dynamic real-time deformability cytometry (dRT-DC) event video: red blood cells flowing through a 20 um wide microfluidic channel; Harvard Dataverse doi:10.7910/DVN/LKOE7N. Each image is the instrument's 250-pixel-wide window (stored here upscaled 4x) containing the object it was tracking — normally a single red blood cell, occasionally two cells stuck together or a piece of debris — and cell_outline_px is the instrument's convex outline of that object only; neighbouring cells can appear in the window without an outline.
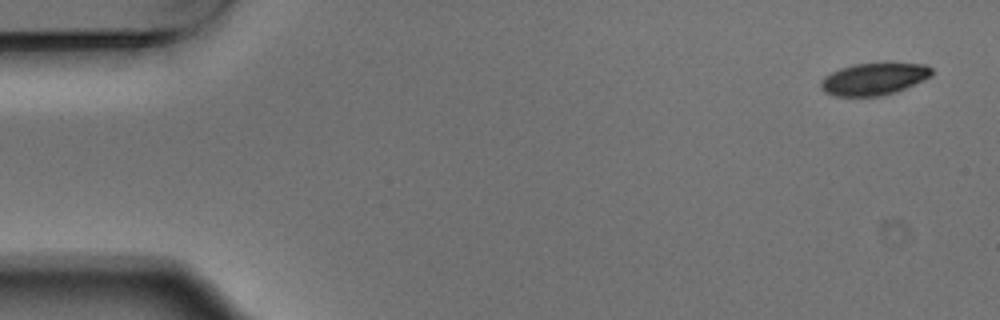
{"species": "Egyptian fruit bat (a non-hibernating species)", "species_latin": "Rousettus aegyptiacus", "temperature_condition": "warm", "stored_images_in_passage": 4, "camera_frame_rate_fps": 3000, "um_per_image_px": 0.085, "animal": {"sex": "male"}, "frame": {"image": 1, "passage_image": 1, "time_ms": 0.0, "image_size_px": [1000, 320], "cell_outline_px": [[932, 76], [896, 92], [880, 96], [836, 96], [824, 92], [820, 88], [820, 80], [824, 76], [840, 68], [856, 64], [888, 60], [924, 64], [932, 68]], "centroid_in_image_um": [74.31, 6.67], "position_along_channel_um": 10.7, "area_um2": 21.5}}
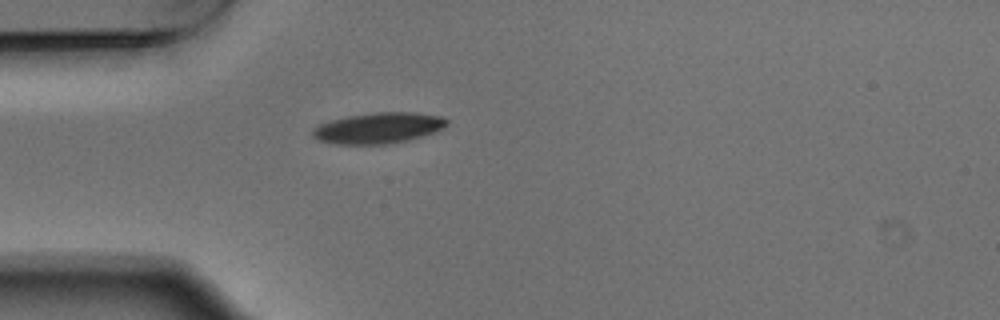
{"frame": {"image": 2, "passage_image": 4, "time_ms": 1.0, "image_size_px": [1000, 320], "cell_outline_px": [[448, 124], [444, 128], [436, 132], [408, 140], [388, 144], [336, 144], [320, 140], [312, 136], [312, 128], [320, 124], [332, 120], [348, 116], [376, 112], [416, 112], [440, 116], [448, 120]], "centroid_in_image_um": [32.2, 10.88], "position_along_channel_um": 52.8, "area_um2": 24.16}}